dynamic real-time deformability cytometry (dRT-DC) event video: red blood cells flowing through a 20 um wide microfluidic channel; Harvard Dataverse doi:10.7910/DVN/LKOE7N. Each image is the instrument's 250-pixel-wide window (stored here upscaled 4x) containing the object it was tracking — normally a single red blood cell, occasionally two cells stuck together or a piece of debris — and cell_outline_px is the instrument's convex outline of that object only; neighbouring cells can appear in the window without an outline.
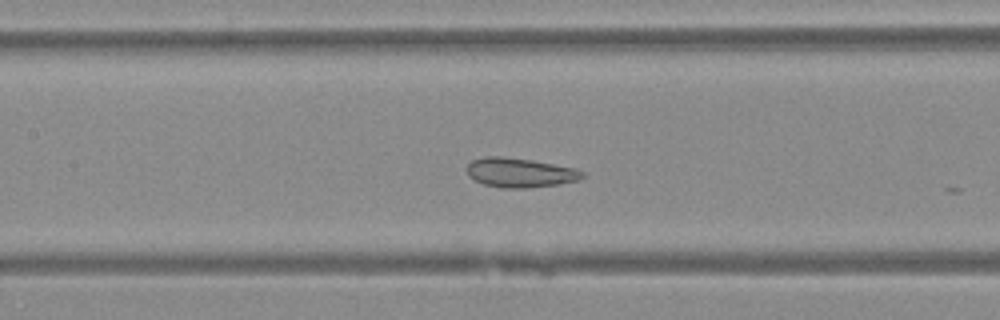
{"species": "Egyptian fruit bat (a non-hibernating species)", "species_latin": "Rousettus aegyptiacus", "temperature_condition": "warm", "stored_images_in_passage": 15, "camera_frame_rate_fps": 3000, "um_per_image_px": 0.085, "animal": {"sex": "female"}, "frame": {"image": 1, "passage_image": 10, "time_ms": 3.0, "image_size_px": [1000, 320], "cell_outline_px": [[584, 176], [580, 180], [560, 184], [528, 188], [504, 188], [484, 184], [468, 176], [468, 164], [472, 160], [484, 156], [500, 156], [532, 160], [576, 168], [584, 172]], "centroid_in_image_um": [44.23, 14.67], "position_along_channel_um": 163.2, "area_um2": 19.83}}
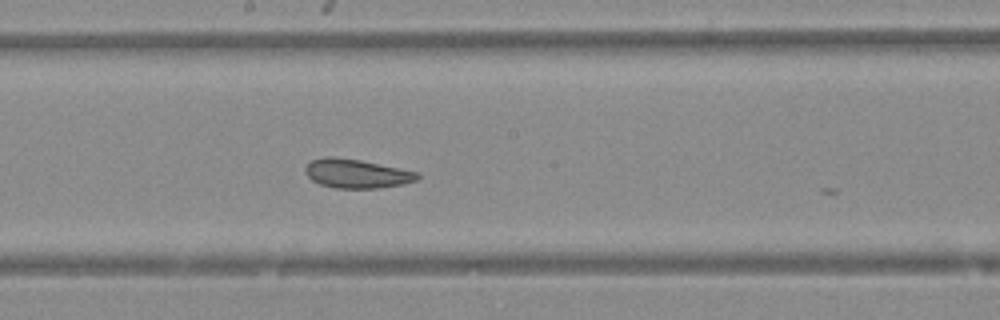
{"frame": {"image": 2, "passage_image": 14, "time_ms": 4.333, "image_size_px": [1000, 320], "cell_outline_px": [[420, 176], [416, 180], [404, 184], [380, 188], [336, 188], [320, 184], [312, 180], [304, 172], [304, 168], [312, 160], [328, 156], [332, 156], [360, 160], [416, 172]], "centroid_in_image_um": [30.28, 14.76], "position_along_channel_um": 217.9, "area_um2": 18.73}}